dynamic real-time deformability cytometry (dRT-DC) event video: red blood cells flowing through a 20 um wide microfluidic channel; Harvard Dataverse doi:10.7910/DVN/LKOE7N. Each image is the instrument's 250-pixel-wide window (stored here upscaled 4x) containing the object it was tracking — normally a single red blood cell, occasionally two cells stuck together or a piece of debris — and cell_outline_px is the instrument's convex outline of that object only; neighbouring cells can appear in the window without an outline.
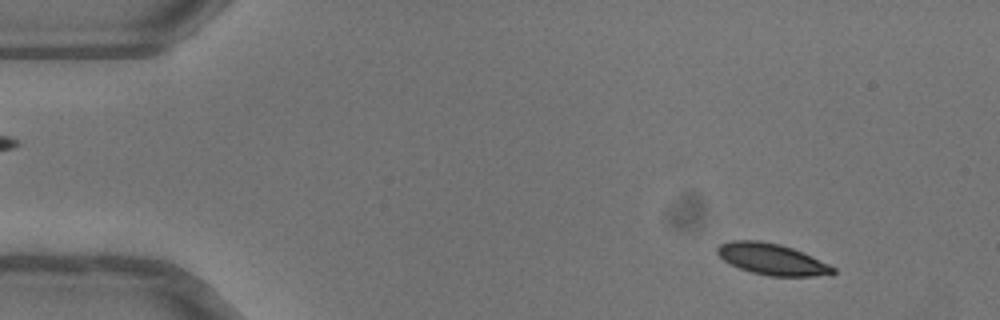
{"species": "common noctule bat (a hibernating species)", "species_latin": "Nyctalus noctula", "temperature_condition": "warm", "stored_images_in_passage": 48, "camera_frame_rate_fps": 3000, "um_per_image_px": 0.085, "animal": {"sex": "female"}, "frame": {"image": 1, "passage_image": 2, "time_ms": 0.333, "image_size_px": [1000, 320], "cell_outline_px": [[836, 272], [812, 276], [768, 276], [752, 272], [740, 268], [724, 260], [716, 252], [716, 248], [720, 244], [732, 240], [760, 240], [780, 244], [792, 248], [828, 264], [836, 268]], "centroid_in_image_um": [65.57, 22.02], "position_along_channel_um": 19.4, "area_um2": 20.75}}
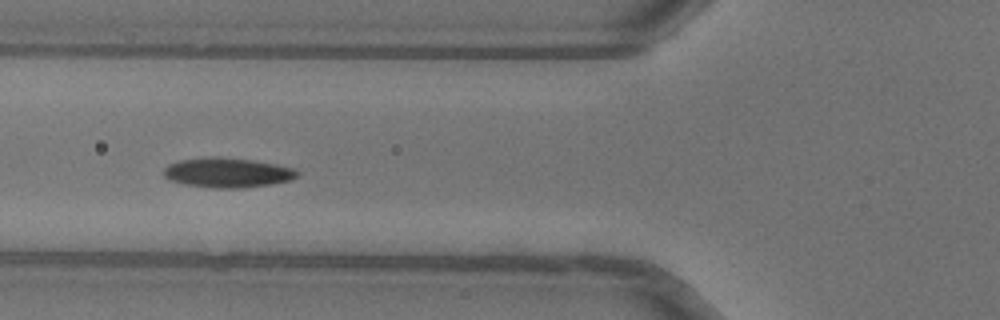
{"frame": {"image": 2, "passage_image": 16, "time_ms": 5.0, "image_size_px": [1000, 320], "cell_outline_px": [[300, 172], [292, 180], [244, 188], [212, 188], [184, 184], [168, 180], [164, 176], [164, 168], [168, 164], [180, 160], [252, 160], [292, 168]], "centroid_in_image_um": [19.33, 14.74], "position_along_channel_um": 106.5, "area_um2": 21.96}}
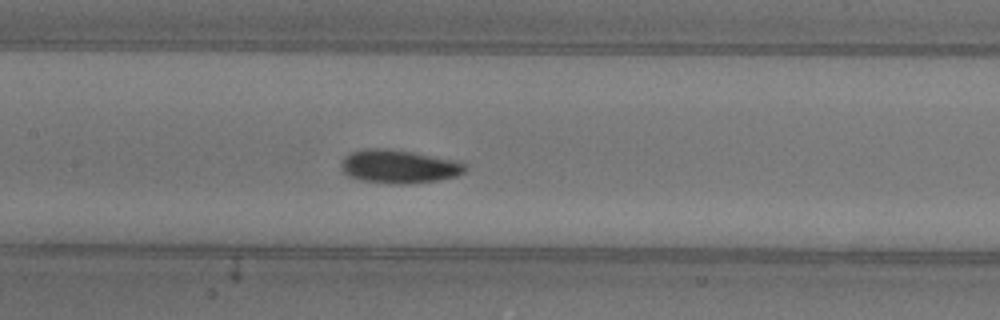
{"frame": {"image": 3, "passage_image": 21, "time_ms": 6.667, "image_size_px": [1000, 320], "cell_outline_px": [[464, 172], [456, 176], [440, 180], [408, 184], [396, 184], [360, 180], [348, 176], [340, 168], [340, 164], [344, 156], [352, 152], [364, 148], [388, 148], [412, 152], [456, 160], [464, 164]], "centroid_in_image_um": [33.86, 14.15], "position_along_channel_um": 173.5, "area_um2": 24.22}, "authors_computed_cell_mechanics": {"area_um2": 22.0218, "velocity_mm_per_s": 4.0055, "shape_relaxation_time_tau1_ms": 2.8737, "shape_relaxation_time_tau2_ms": 3.4114, "deformation_change_tau1": 0.1232, "deformation_change_tau2": 0.0709}}